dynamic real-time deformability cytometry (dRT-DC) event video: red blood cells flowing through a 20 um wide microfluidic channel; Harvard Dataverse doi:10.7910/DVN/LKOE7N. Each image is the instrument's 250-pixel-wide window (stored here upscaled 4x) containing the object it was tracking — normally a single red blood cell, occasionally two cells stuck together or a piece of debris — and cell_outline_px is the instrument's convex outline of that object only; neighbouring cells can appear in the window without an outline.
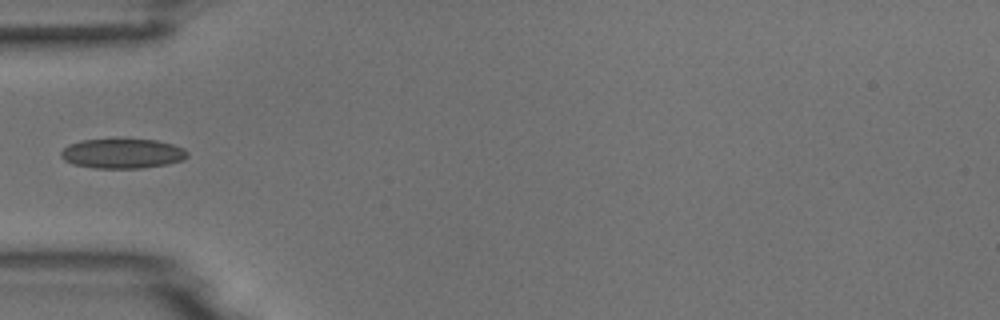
{"species": "common noctule bat (a hibernating species)", "species_latin": "Nyctalus noctula", "temperature_condition": "room temperature", "stored_images_in_passage": 1, "camera_frame_rate_fps": 3000, "um_per_image_px": 0.085, "animal": {"sex": "male", "body_mass_g": 18.8}, "frame": {"image": 1, "passage_image": 1, "time_ms": 0.0, "image_size_px": [1000, 320], "cell_outline_px": [[188, 156], [184, 160], [168, 164], [144, 168], [92, 168], [72, 164], [64, 160], [60, 156], [60, 152], [68, 144], [80, 140], [156, 140], [172, 144], [184, 148], [188, 152]], "centroid_in_image_um": [10.4, 13.06], "position_along_channel_um": 74.6, "area_um2": 21.96}}